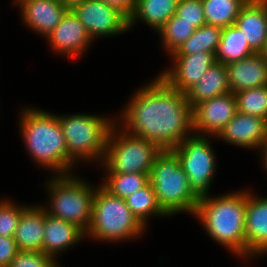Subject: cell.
Listing matches in <instances>:
<instances>
[{
	"mask_svg": "<svg viewBox=\"0 0 267 267\" xmlns=\"http://www.w3.org/2000/svg\"><path fill=\"white\" fill-rule=\"evenodd\" d=\"M145 231V227L134 216L121 199L102 185L96 187L92 219L85 237H93L99 241L116 242L137 238Z\"/></svg>",
	"mask_w": 267,
	"mask_h": 267,
	"instance_id": "obj_5",
	"label": "cell"
},
{
	"mask_svg": "<svg viewBox=\"0 0 267 267\" xmlns=\"http://www.w3.org/2000/svg\"><path fill=\"white\" fill-rule=\"evenodd\" d=\"M18 250L42 251L44 240V207L29 205L20 215L13 235Z\"/></svg>",
	"mask_w": 267,
	"mask_h": 267,
	"instance_id": "obj_20",
	"label": "cell"
},
{
	"mask_svg": "<svg viewBox=\"0 0 267 267\" xmlns=\"http://www.w3.org/2000/svg\"><path fill=\"white\" fill-rule=\"evenodd\" d=\"M243 32L234 24L222 28L220 42L215 53L216 62L228 64L254 54Z\"/></svg>",
	"mask_w": 267,
	"mask_h": 267,
	"instance_id": "obj_23",
	"label": "cell"
},
{
	"mask_svg": "<svg viewBox=\"0 0 267 267\" xmlns=\"http://www.w3.org/2000/svg\"><path fill=\"white\" fill-rule=\"evenodd\" d=\"M221 32L222 28L217 26H201L171 55H190L201 51L215 54L220 42Z\"/></svg>",
	"mask_w": 267,
	"mask_h": 267,
	"instance_id": "obj_25",
	"label": "cell"
},
{
	"mask_svg": "<svg viewBox=\"0 0 267 267\" xmlns=\"http://www.w3.org/2000/svg\"><path fill=\"white\" fill-rule=\"evenodd\" d=\"M116 124L108 135L105 156L101 162L107 174H150L154 160L162 149L153 142L132 136L120 127L118 129Z\"/></svg>",
	"mask_w": 267,
	"mask_h": 267,
	"instance_id": "obj_8",
	"label": "cell"
},
{
	"mask_svg": "<svg viewBox=\"0 0 267 267\" xmlns=\"http://www.w3.org/2000/svg\"><path fill=\"white\" fill-rule=\"evenodd\" d=\"M72 11L84 24L92 40L98 36L121 34L129 29V20L123 14L99 0H85Z\"/></svg>",
	"mask_w": 267,
	"mask_h": 267,
	"instance_id": "obj_10",
	"label": "cell"
},
{
	"mask_svg": "<svg viewBox=\"0 0 267 267\" xmlns=\"http://www.w3.org/2000/svg\"><path fill=\"white\" fill-rule=\"evenodd\" d=\"M67 10H72L75 6L80 5L85 0H58Z\"/></svg>",
	"mask_w": 267,
	"mask_h": 267,
	"instance_id": "obj_35",
	"label": "cell"
},
{
	"mask_svg": "<svg viewBox=\"0 0 267 267\" xmlns=\"http://www.w3.org/2000/svg\"><path fill=\"white\" fill-rule=\"evenodd\" d=\"M18 251L13 237L0 236V267H9Z\"/></svg>",
	"mask_w": 267,
	"mask_h": 267,
	"instance_id": "obj_33",
	"label": "cell"
},
{
	"mask_svg": "<svg viewBox=\"0 0 267 267\" xmlns=\"http://www.w3.org/2000/svg\"><path fill=\"white\" fill-rule=\"evenodd\" d=\"M206 25L226 28L234 25L247 0H201Z\"/></svg>",
	"mask_w": 267,
	"mask_h": 267,
	"instance_id": "obj_24",
	"label": "cell"
},
{
	"mask_svg": "<svg viewBox=\"0 0 267 267\" xmlns=\"http://www.w3.org/2000/svg\"><path fill=\"white\" fill-rule=\"evenodd\" d=\"M46 38L54 51L72 58L80 57L93 41L72 10L66 11L60 23Z\"/></svg>",
	"mask_w": 267,
	"mask_h": 267,
	"instance_id": "obj_13",
	"label": "cell"
},
{
	"mask_svg": "<svg viewBox=\"0 0 267 267\" xmlns=\"http://www.w3.org/2000/svg\"><path fill=\"white\" fill-rule=\"evenodd\" d=\"M207 135L191 133L171 151L177 156L182 170L187 175L191 191L200 199L208 196L216 170L215 153Z\"/></svg>",
	"mask_w": 267,
	"mask_h": 267,
	"instance_id": "obj_9",
	"label": "cell"
},
{
	"mask_svg": "<svg viewBox=\"0 0 267 267\" xmlns=\"http://www.w3.org/2000/svg\"><path fill=\"white\" fill-rule=\"evenodd\" d=\"M84 236L85 232L77 225L53 217L44 209L43 253L55 258L56 254L76 245Z\"/></svg>",
	"mask_w": 267,
	"mask_h": 267,
	"instance_id": "obj_19",
	"label": "cell"
},
{
	"mask_svg": "<svg viewBox=\"0 0 267 267\" xmlns=\"http://www.w3.org/2000/svg\"><path fill=\"white\" fill-rule=\"evenodd\" d=\"M231 92L225 64L216 62L205 72L204 76L191 86L184 94L193 108L202 101Z\"/></svg>",
	"mask_w": 267,
	"mask_h": 267,
	"instance_id": "obj_21",
	"label": "cell"
},
{
	"mask_svg": "<svg viewBox=\"0 0 267 267\" xmlns=\"http://www.w3.org/2000/svg\"><path fill=\"white\" fill-rule=\"evenodd\" d=\"M20 132L27 150L41 166L54 170L56 175H69L74 162L68 150L57 115L43 110L23 109Z\"/></svg>",
	"mask_w": 267,
	"mask_h": 267,
	"instance_id": "obj_3",
	"label": "cell"
},
{
	"mask_svg": "<svg viewBox=\"0 0 267 267\" xmlns=\"http://www.w3.org/2000/svg\"><path fill=\"white\" fill-rule=\"evenodd\" d=\"M132 97L121 114L125 132L153 142L162 150H171L190 137L192 107L184 93L171 88L159 75Z\"/></svg>",
	"mask_w": 267,
	"mask_h": 267,
	"instance_id": "obj_1",
	"label": "cell"
},
{
	"mask_svg": "<svg viewBox=\"0 0 267 267\" xmlns=\"http://www.w3.org/2000/svg\"><path fill=\"white\" fill-rule=\"evenodd\" d=\"M25 25L47 37L60 23L67 9L58 0H21Z\"/></svg>",
	"mask_w": 267,
	"mask_h": 267,
	"instance_id": "obj_18",
	"label": "cell"
},
{
	"mask_svg": "<svg viewBox=\"0 0 267 267\" xmlns=\"http://www.w3.org/2000/svg\"><path fill=\"white\" fill-rule=\"evenodd\" d=\"M58 119L65 138L68 157L74 163L82 159L86 162L94 159L103 162L108 135L118 121L90 114L60 115Z\"/></svg>",
	"mask_w": 267,
	"mask_h": 267,
	"instance_id": "obj_6",
	"label": "cell"
},
{
	"mask_svg": "<svg viewBox=\"0 0 267 267\" xmlns=\"http://www.w3.org/2000/svg\"><path fill=\"white\" fill-rule=\"evenodd\" d=\"M246 258L267 252V197L258 198L247 191Z\"/></svg>",
	"mask_w": 267,
	"mask_h": 267,
	"instance_id": "obj_15",
	"label": "cell"
},
{
	"mask_svg": "<svg viewBox=\"0 0 267 267\" xmlns=\"http://www.w3.org/2000/svg\"><path fill=\"white\" fill-rule=\"evenodd\" d=\"M237 113V100L234 93L213 97L192 108L193 131L197 135L212 137L232 120ZM198 131V132H197ZM204 132V134H203Z\"/></svg>",
	"mask_w": 267,
	"mask_h": 267,
	"instance_id": "obj_11",
	"label": "cell"
},
{
	"mask_svg": "<svg viewBox=\"0 0 267 267\" xmlns=\"http://www.w3.org/2000/svg\"><path fill=\"white\" fill-rule=\"evenodd\" d=\"M72 175H56L47 181L50 203L46 213L66 222L74 223L85 233L91 219L96 187Z\"/></svg>",
	"mask_w": 267,
	"mask_h": 267,
	"instance_id": "obj_7",
	"label": "cell"
},
{
	"mask_svg": "<svg viewBox=\"0 0 267 267\" xmlns=\"http://www.w3.org/2000/svg\"><path fill=\"white\" fill-rule=\"evenodd\" d=\"M174 66L166 69L159 76L173 89L185 93L199 82L205 72L216 63L215 54L196 52L190 55H172Z\"/></svg>",
	"mask_w": 267,
	"mask_h": 267,
	"instance_id": "obj_12",
	"label": "cell"
},
{
	"mask_svg": "<svg viewBox=\"0 0 267 267\" xmlns=\"http://www.w3.org/2000/svg\"><path fill=\"white\" fill-rule=\"evenodd\" d=\"M15 1V3L17 4V3H19L21 0H14Z\"/></svg>",
	"mask_w": 267,
	"mask_h": 267,
	"instance_id": "obj_38",
	"label": "cell"
},
{
	"mask_svg": "<svg viewBox=\"0 0 267 267\" xmlns=\"http://www.w3.org/2000/svg\"><path fill=\"white\" fill-rule=\"evenodd\" d=\"M123 14L128 20L135 12L136 0H99Z\"/></svg>",
	"mask_w": 267,
	"mask_h": 267,
	"instance_id": "obj_34",
	"label": "cell"
},
{
	"mask_svg": "<svg viewBox=\"0 0 267 267\" xmlns=\"http://www.w3.org/2000/svg\"><path fill=\"white\" fill-rule=\"evenodd\" d=\"M246 202V191L215 198L208 195L199 199L194 214L214 240L244 258Z\"/></svg>",
	"mask_w": 267,
	"mask_h": 267,
	"instance_id": "obj_2",
	"label": "cell"
},
{
	"mask_svg": "<svg viewBox=\"0 0 267 267\" xmlns=\"http://www.w3.org/2000/svg\"><path fill=\"white\" fill-rule=\"evenodd\" d=\"M260 151L263 154L262 159H263L264 168H265V170H267V140L265 141V143L261 147Z\"/></svg>",
	"mask_w": 267,
	"mask_h": 267,
	"instance_id": "obj_36",
	"label": "cell"
},
{
	"mask_svg": "<svg viewBox=\"0 0 267 267\" xmlns=\"http://www.w3.org/2000/svg\"><path fill=\"white\" fill-rule=\"evenodd\" d=\"M9 267H59V265L55 258L42 251L19 250Z\"/></svg>",
	"mask_w": 267,
	"mask_h": 267,
	"instance_id": "obj_32",
	"label": "cell"
},
{
	"mask_svg": "<svg viewBox=\"0 0 267 267\" xmlns=\"http://www.w3.org/2000/svg\"><path fill=\"white\" fill-rule=\"evenodd\" d=\"M179 0H136L135 12L129 19V28L142 20L157 32L176 13Z\"/></svg>",
	"mask_w": 267,
	"mask_h": 267,
	"instance_id": "obj_22",
	"label": "cell"
},
{
	"mask_svg": "<svg viewBox=\"0 0 267 267\" xmlns=\"http://www.w3.org/2000/svg\"><path fill=\"white\" fill-rule=\"evenodd\" d=\"M149 182L159 206L168 216L182 211L195 214L199 198L191 191L187 175L171 150H162L155 158Z\"/></svg>",
	"mask_w": 267,
	"mask_h": 267,
	"instance_id": "obj_4",
	"label": "cell"
},
{
	"mask_svg": "<svg viewBox=\"0 0 267 267\" xmlns=\"http://www.w3.org/2000/svg\"><path fill=\"white\" fill-rule=\"evenodd\" d=\"M195 30L192 24L182 21L181 17L174 14L157 33L162 38L164 49L172 54Z\"/></svg>",
	"mask_w": 267,
	"mask_h": 267,
	"instance_id": "obj_28",
	"label": "cell"
},
{
	"mask_svg": "<svg viewBox=\"0 0 267 267\" xmlns=\"http://www.w3.org/2000/svg\"><path fill=\"white\" fill-rule=\"evenodd\" d=\"M237 112L267 120V86L235 93Z\"/></svg>",
	"mask_w": 267,
	"mask_h": 267,
	"instance_id": "obj_29",
	"label": "cell"
},
{
	"mask_svg": "<svg viewBox=\"0 0 267 267\" xmlns=\"http://www.w3.org/2000/svg\"><path fill=\"white\" fill-rule=\"evenodd\" d=\"M126 205L139 220V222L146 227L147 219L150 215L168 216L159 206L156 194L150 182L144 187L128 196L125 199Z\"/></svg>",
	"mask_w": 267,
	"mask_h": 267,
	"instance_id": "obj_26",
	"label": "cell"
},
{
	"mask_svg": "<svg viewBox=\"0 0 267 267\" xmlns=\"http://www.w3.org/2000/svg\"><path fill=\"white\" fill-rule=\"evenodd\" d=\"M231 93L267 86V61L260 53L225 64Z\"/></svg>",
	"mask_w": 267,
	"mask_h": 267,
	"instance_id": "obj_17",
	"label": "cell"
},
{
	"mask_svg": "<svg viewBox=\"0 0 267 267\" xmlns=\"http://www.w3.org/2000/svg\"><path fill=\"white\" fill-rule=\"evenodd\" d=\"M175 14L181 17L182 21L192 24L196 29L206 25L201 0H179Z\"/></svg>",
	"mask_w": 267,
	"mask_h": 267,
	"instance_id": "obj_31",
	"label": "cell"
},
{
	"mask_svg": "<svg viewBox=\"0 0 267 267\" xmlns=\"http://www.w3.org/2000/svg\"><path fill=\"white\" fill-rule=\"evenodd\" d=\"M235 25L243 32L250 48L261 54L267 43V0H247Z\"/></svg>",
	"mask_w": 267,
	"mask_h": 267,
	"instance_id": "obj_16",
	"label": "cell"
},
{
	"mask_svg": "<svg viewBox=\"0 0 267 267\" xmlns=\"http://www.w3.org/2000/svg\"><path fill=\"white\" fill-rule=\"evenodd\" d=\"M101 185L111 194L126 199L149 182V174L144 173H118L106 174Z\"/></svg>",
	"mask_w": 267,
	"mask_h": 267,
	"instance_id": "obj_27",
	"label": "cell"
},
{
	"mask_svg": "<svg viewBox=\"0 0 267 267\" xmlns=\"http://www.w3.org/2000/svg\"><path fill=\"white\" fill-rule=\"evenodd\" d=\"M27 207L15 205L9 200L0 201V236L13 237L20 215Z\"/></svg>",
	"mask_w": 267,
	"mask_h": 267,
	"instance_id": "obj_30",
	"label": "cell"
},
{
	"mask_svg": "<svg viewBox=\"0 0 267 267\" xmlns=\"http://www.w3.org/2000/svg\"><path fill=\"white\" fill-rule=\"evenodd\" d=\"M261 54L263 55L264 59L267 61V43H266L265 49L263 50Z\"/></svg>",
	"mask_w": 267,
	"mask_h": 267,
	"instance_id": "obj_37",
	"label": "cell"
},
{
	"mask_svg": "<svg viewBox=\"0 0 267 267\" xmlns=\"http://www.w3.org/2000/svg\"><path fill=\"white\" fill-rule=\"evenodd\" d=\"M216 137L236 146L258 150L267 140V120L237 112Z\"/></svg>",
	"mask_w": 267,
	"mask_h": 267,
	"instance_id": "obj_14",
	"label": "cell"
}]
</instances>
